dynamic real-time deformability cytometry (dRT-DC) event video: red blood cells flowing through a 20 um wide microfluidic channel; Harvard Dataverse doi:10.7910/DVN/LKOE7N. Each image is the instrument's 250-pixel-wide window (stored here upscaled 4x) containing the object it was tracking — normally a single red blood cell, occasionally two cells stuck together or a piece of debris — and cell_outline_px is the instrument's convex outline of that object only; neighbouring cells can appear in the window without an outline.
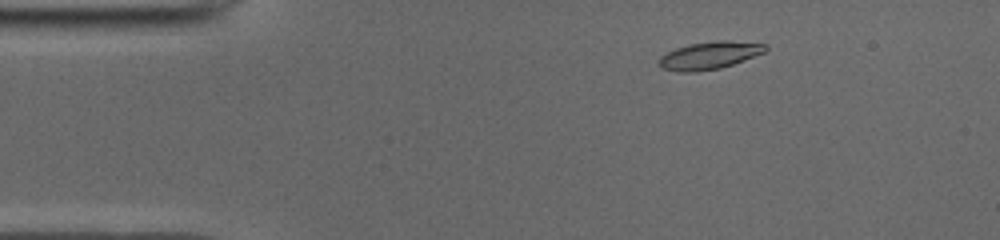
{"species": "common noctule bat (a hibernating species)", "species_latin": "Nyctalus noctula", "temperature_condition": "cold", "stored_images_in_passage": 48, "camera_frame_rate_fps": 3000, "um_per_image_px": 0.085, "animal": {"sex": "male", "body_mass_g": 19.0, "forearm_length_mm": 50.8}, "frame": {"image": 1, "passage_image": 5, "time_ms": 1.333, "image_size_px": [1000, 240], "cell_outline_px": [[768, 48], [764, 52], [732, 64], [720, 68], [696, 72], [680, 72], [660, 68], [660, 56], [676, 48], [688, 44], [716, 40], [728, 40], [764, 44]], "centroid_in_image_um": [60.27, 4.71], "position_along_channel_um": 24.7, "area_um2": 16.94}}
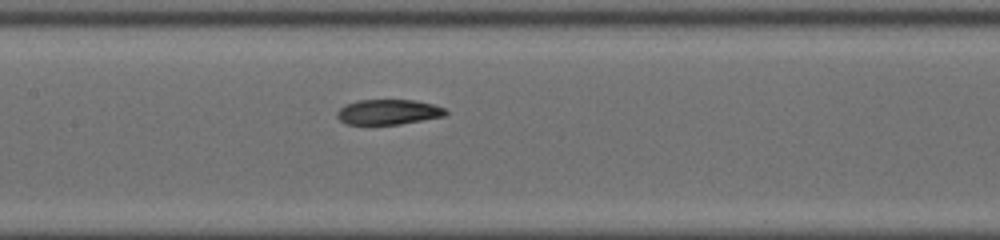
{"frame": {"image": 2, "passage_image": 21, "time_ms": 6.667, "image_size_px": [1000, 240], "cell_outline_px": [[448, 112], [444, 116], [400, 124], [348, 124], [340, 120], [336, 116], [336, 112], [344, 104], [356, 100], [416, 100], [432, 104], [444, 108]], "centroid_in_image_um": [32.98, 9.51], "position_along_channel_um": 174.4, "area_um2": 15.9}}
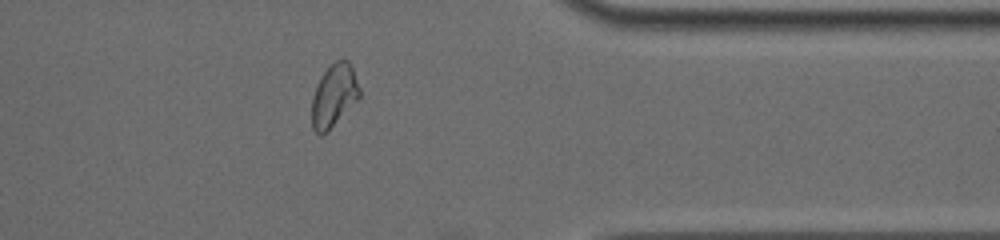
{"frame": {"image": 3, "passage_image": 38, "time_ms": 12.333, "image_size_px": [1000, 240], "cell_outline_px": [[360, 96], [320, 136], [312, 128], [312, 96], [324, 72], [336, 60], [348, 60], [352, 68], [360, 88]], "centroid_in_image_um": [28.37, 8.09], "position_along_channel_um": 383.0, "area_um2": 16.59}, "authors_computed_cell_mechanics": {"area_um2": 16.6175, "velocity_mm_per_s": 3.9342, "shape_relaxation_time_tau1_ms": 10.72, "shape_relaxation_time_tau2_ms": 3.1402, "deformation_change_tau1": 0.2829, "deformation_change_tau2": 0.063}}